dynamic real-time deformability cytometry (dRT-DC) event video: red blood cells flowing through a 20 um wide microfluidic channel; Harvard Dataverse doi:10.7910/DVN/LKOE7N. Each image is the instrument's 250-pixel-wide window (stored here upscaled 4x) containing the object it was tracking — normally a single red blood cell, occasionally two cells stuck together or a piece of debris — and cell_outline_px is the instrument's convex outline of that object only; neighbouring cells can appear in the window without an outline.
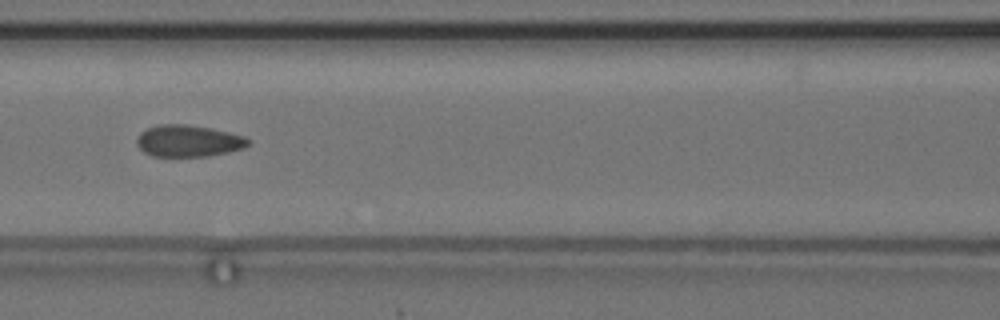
{"species": "common noctule bat (a hibernating species)", "species_latin": "Nyctalus noctula", "temperature_condition": "cold", "stored_images_in_passage": 11, "camera_frame_rate_fps": 3000, "um_per_image_px": 0.085, "animal": {"sex": "female", "body_mass_g": 24.6, "forearm_length_mm": 56.2}, "frame": {"image": 1, "passage_image": 7, "time_ms": 8.0, "image_size_px": [1000, 320], "cell_outline_px": [[252, 140], [244, 148], [228, 152], [208, 156], [152, 156], [144, 152], [136, 144], [136, 140], [140, 132], [148, 128], [160, 124], [188, 124], [212, 128], [244, 136]], "centroid_in_image_um": [16.02, 11.97], "position_along_channel_um": 150.6, "area_um2": 20.69}}